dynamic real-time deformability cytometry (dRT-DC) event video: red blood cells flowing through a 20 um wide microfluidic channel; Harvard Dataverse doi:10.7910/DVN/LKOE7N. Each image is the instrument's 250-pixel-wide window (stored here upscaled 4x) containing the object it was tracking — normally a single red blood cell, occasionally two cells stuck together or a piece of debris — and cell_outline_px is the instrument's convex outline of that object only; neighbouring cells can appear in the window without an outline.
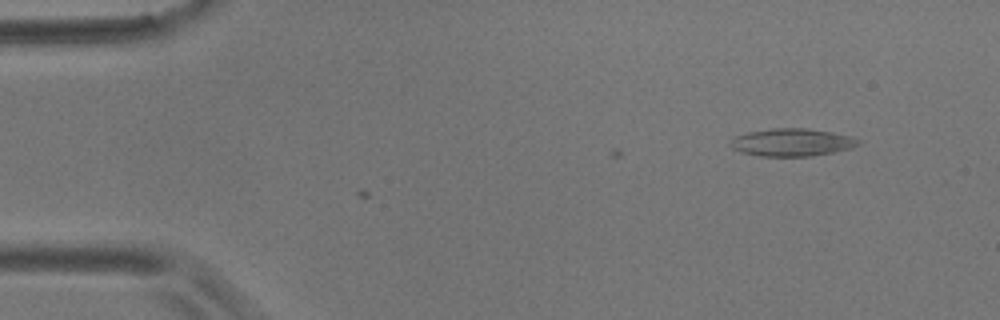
{"species": "common noctule bat (a hibernating species)", "species_latin": "Nyctalus noctula", "temperature_condition": "room temperature", "stored_images_in_passage": 14, "camera_frame_rate_fps": 3000, "um_per_image_px": 0.085, "animal": {"sex": "male", "body_mass_g": 17.9}, "frame": {"image": 1, "passage_image": 1, "time_ms": 0.0, "image_size_px": [1000, 320], "cell_outline_px": [[860, 144], [852, 148], [812, 156], [760, 156], [744, 152], [732, 148], [732, 140], [736, 136], [748, 132], [772, 128], [808, 128], [832, 132], [848, 136], [860, 140]], "centroid_in_image_um": [67.35, 12.09], "position_along_channel_um": 17.6, "area_um2": 20.35}}
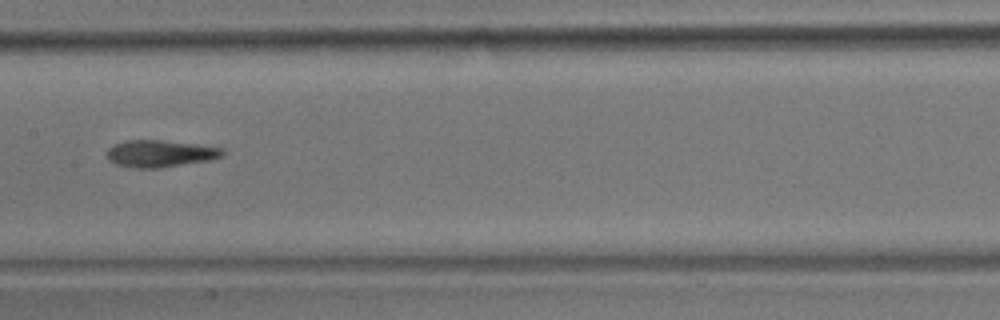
{"frame": {"image": 2, "passage_image": 7, "time_ms": 7.667, "image_size_px": [1000, 320], "cell_outline_px": [[224, 152], [220, 156], [208, 160], [160, 168], [128, 168], [116, 164], [108, 160], [108, 148], [112, 144], [128, 140], [160, 140], [196, 144], [224, 148]], "centroid_in_image_um": [13.56, 13.05], "position_along_channel_um": 193.8, "area_um2": 18.15}}
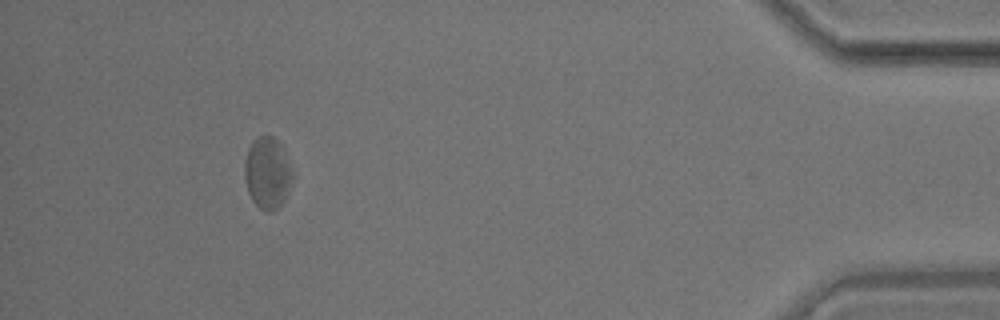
{"frame": {"image": 3, "passage_image": 13, "time_ms": 15.667, "image_size_px": [1000, 320], "cell_outline_px": [[292, 176], [288, 196], [272, 212], [268, 212], [260, 208], [252, 200], [248, 192], [244, 176], [244, 164], [248, 148], [252, 140], [256, 136], [272, 136], [280, 144]], "centroid_in_image_um": [22.69, 14.72], "position_along_channel_um": 412.5, "area_um2": 19.65}, "authors_computed_cell_mechanics": {"area_um2": 18.4382, "velocity_mm_per_s": 3.5001, "shape_relaxation_time_tau1_ms": 2.12, "shape_relaxation_time_tau2_ms": 2.6907, "deformation_change_tau1": 0.142, "deformation_change_tau2": 0.1023}}